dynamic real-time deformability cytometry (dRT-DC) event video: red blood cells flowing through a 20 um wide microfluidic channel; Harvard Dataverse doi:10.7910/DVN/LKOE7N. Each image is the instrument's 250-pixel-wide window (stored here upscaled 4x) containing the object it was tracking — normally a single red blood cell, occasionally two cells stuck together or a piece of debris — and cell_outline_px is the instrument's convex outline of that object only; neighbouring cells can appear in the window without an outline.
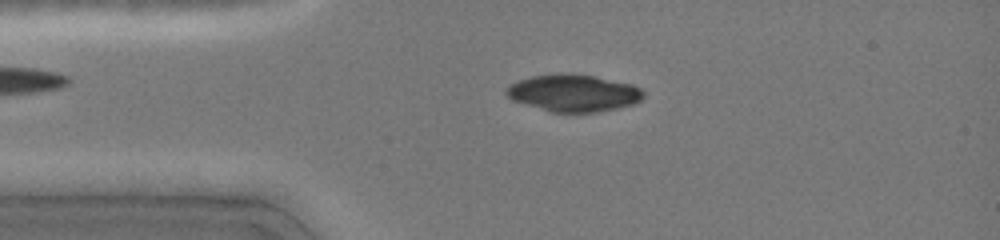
{"species": "common noctule bat (a hibernating species)", "species_latin": "Nyctalus noctula", "temperature_condition": "cold", "stored_images_in_passage": 34, "camera_frame_rate_fps": 3000, "um_per_image_px": 0.085, "animal": {"sex": "female", "body_mass_g": 19.0, "forearm_length_mm": 51.5}, "frame": {"image": 1, "passage_image": 18, "time_ms": 3.0, "image_size_px": [1000, 240], "cell_outline_px": [[644, 96], [640, 100], [632, 104], [616, 108], [596, 112], [552, 112], [512, 100], [504, 92], [504, 88], [508, 84], [516, 80], [532, 76], [556, 72], [592, 76], [632, 84], [640, 88], [644, 92]], "centroid_in_image_um": [48.68, 7.89], "position_along_channel_um": 36.3, "area_um2": 29.65}}